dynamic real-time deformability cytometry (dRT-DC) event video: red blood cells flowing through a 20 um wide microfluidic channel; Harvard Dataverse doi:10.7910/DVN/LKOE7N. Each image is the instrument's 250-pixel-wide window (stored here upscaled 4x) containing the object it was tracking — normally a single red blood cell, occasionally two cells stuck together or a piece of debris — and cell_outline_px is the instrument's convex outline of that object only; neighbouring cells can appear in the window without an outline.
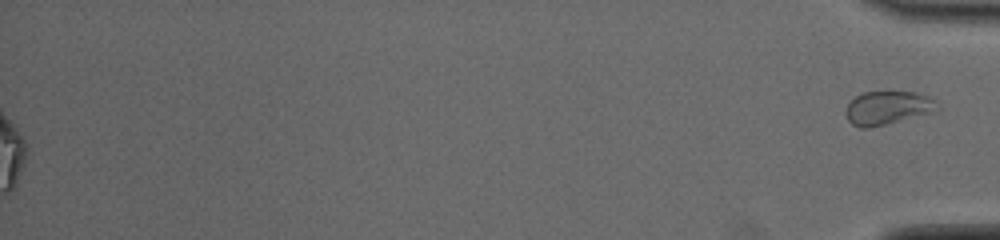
{"species": "common noctule bat (a hibernating species)", "species_latin": "Nyctalus noctula", "temperature_condition": "cold", "stored_images_in_passage": 50, "segment_of_instrument_passage": [2, 2], "camera_frame_rate_fps": 3000, "um_per_image_px": 0.085, "animal": {"sex": "male", "body_mass_g": 19.0, "forearm_length_mm": 50.8}, "frame": {"image": 1, "passage_image": 50, "time_ms": 16.333, "image_size_px": [1000, 240], "cell_outline_px": [[940, 108], [932, 112], [868, 128], [860, 128], [852, 124], [848, 120], [844, 112], [848, 104], [856, 96], [864, 92], [916, 92], [928, 96], [936, 100], [940, 104]], "centroid_in_image_um": [75.45, 9.16], "position_along_channel_um": 359.7, "area_um2": 17.74}}